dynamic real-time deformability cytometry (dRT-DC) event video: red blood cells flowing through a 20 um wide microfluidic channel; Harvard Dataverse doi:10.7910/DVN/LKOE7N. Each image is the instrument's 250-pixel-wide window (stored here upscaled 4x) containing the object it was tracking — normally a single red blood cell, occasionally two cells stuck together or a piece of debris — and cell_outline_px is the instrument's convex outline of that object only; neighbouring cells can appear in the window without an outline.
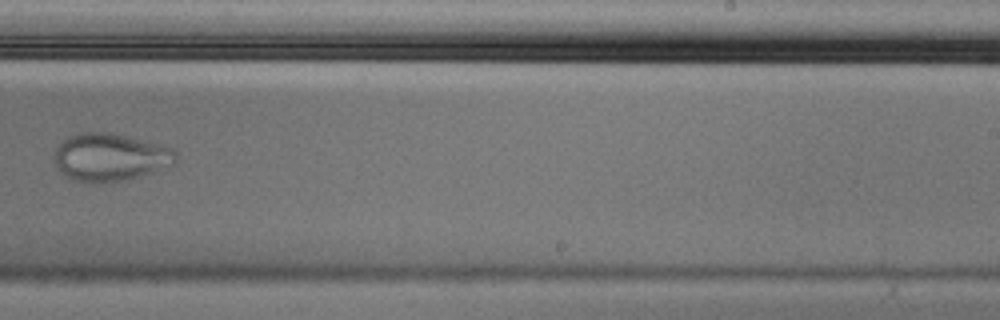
{"species": "Egyptian fruit bat (a non-hibernating species)", "species_latin": "Rousettus aegyptiacus", "temperature_condition": "cold", "stored_images_in_passage": 9, "camera_frame_rate_fps": 3000, "um_per_image_px": 0.085, "animal": {"sex": "male"}, "frame": {"image": 1, "passage_image": 8, "time_ms": 2.333, "image_size_px": [1000, 320], "cell_outline_px": [[176, 164], [140, 176], [124, 180], [92, 184], [68, 176], [60, 172], [56, 168], [56, 148], [68, 136], [80, 132], [108, 132], [128, 136], [160, 144], [172, 148], [176, 152]], "centroid_in_image_um": [9.39, 13.35], "position_along_channel_um": 279.6, "area_um2": 33.7}}